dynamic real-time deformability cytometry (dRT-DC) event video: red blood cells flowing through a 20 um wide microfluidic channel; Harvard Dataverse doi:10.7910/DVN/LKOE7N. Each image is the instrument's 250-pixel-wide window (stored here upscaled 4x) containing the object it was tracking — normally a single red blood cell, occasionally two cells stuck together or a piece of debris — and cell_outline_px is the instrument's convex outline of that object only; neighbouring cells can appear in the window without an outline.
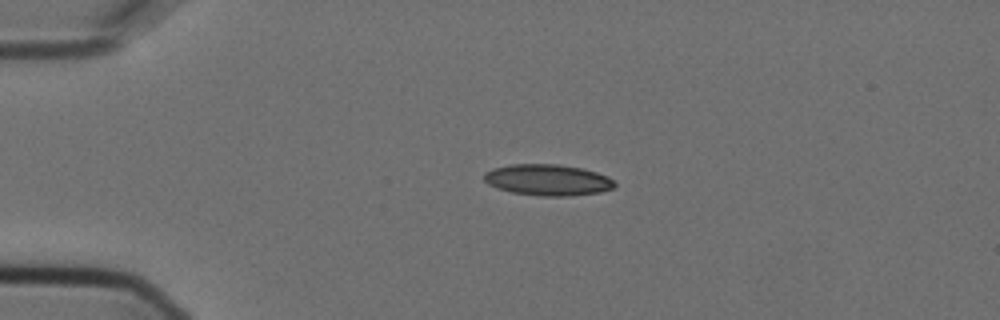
{"species": "Egyptian fruit bat (a non-hibernating species)", "species_latin": "Rousettus aegyptiacus", "temperature_condition": "cold", "stored_images_in_passage": 4, "camera_frame_rate_fps": 3000, "um_per_image_px": 0.085, "animal": {"sex": "female"}, "frame": {"image": 1, "passage_image": 3, "time_ms": 0.667, "image_size_px": [1000, 320], "cell_outline_px": [[616, 184], [612, 188], [600, 192], [568, 196], [540, 196], [512, 192], [496, 188], [488, 184], [484, 180], [484, 172], [492, 168], [512, 164], [556, 164], [584, 168], [608, 176]], "centroid_in_image_um": [46.54, 15.29], "position_along_channel_um": 38.5, "area_um2": 23.81}}